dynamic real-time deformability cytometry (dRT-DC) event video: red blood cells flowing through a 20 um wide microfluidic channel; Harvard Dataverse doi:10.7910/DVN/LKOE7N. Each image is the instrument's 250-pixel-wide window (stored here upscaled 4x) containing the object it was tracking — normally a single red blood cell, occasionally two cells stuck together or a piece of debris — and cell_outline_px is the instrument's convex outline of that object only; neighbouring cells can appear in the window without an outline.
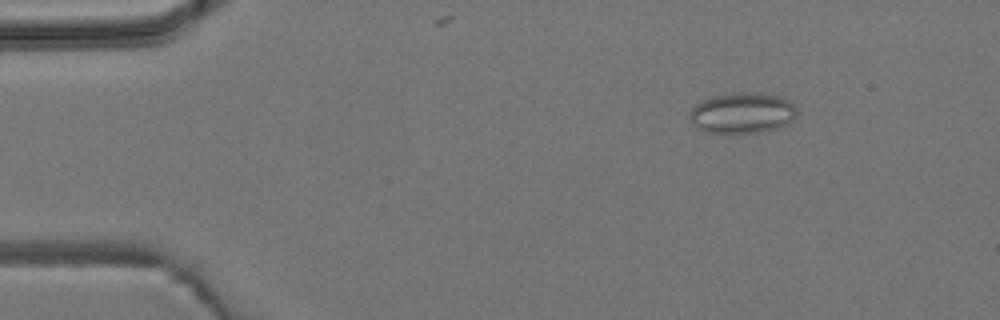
{"species": "common noctule bat (a hibernating species)", "species_latin": "Nyctalus noctula", "temperature_condition": "room temperature", "stored_images_in_passage": 4, "camera_frame_rate_fps": 3000, "um_per_image_px": 0.085, "animal": {"sex": "male", "body_mass_g": 19.2, "forearm_length_mm": 51.8}, "frame": {"image": 1, "passage_image": 2, "time_ms": 1.333, "image_size_px": [1000, 320], "cell_outline_px": [[796, 116], [788, 124], [776, 128], [760, 132], [732, 136], [728, 136], [704, 132], [696, 128], [688, 120], [688, 112], [696, 104], [712, 96], [740, 92], [760, 92], [780, 96], [788, 100], [796, 108]], "centroid_in_image_um": [63.03, 9.65], "position_along_channel_um": 22.0, "area_um2": 26.47}}